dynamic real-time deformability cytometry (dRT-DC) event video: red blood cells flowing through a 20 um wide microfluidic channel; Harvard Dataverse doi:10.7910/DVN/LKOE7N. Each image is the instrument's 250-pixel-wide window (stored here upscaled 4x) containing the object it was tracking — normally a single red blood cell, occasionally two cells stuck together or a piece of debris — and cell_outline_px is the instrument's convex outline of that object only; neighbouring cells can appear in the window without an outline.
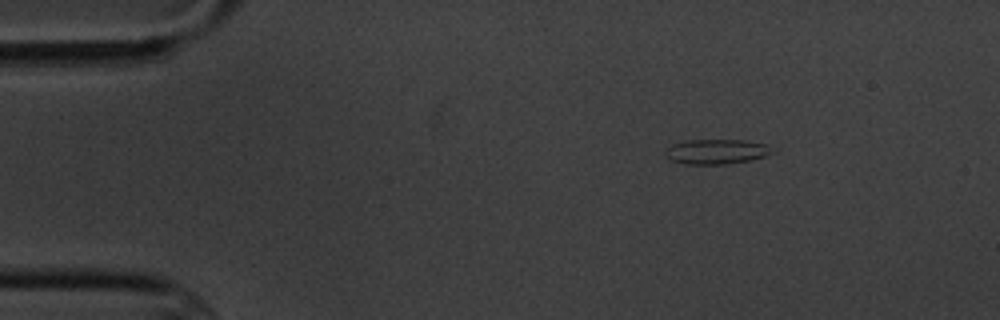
{"species": "common noctule bat (a hibernating species)", "species_latin": "Nyctalus noctula", "temperature_condition": "cold", "stored_images_in_passage": 9, "camera_frame_rate_fps": 3000, "um_per_image_px": 0.085, "animal": {"sex": "male", "body_mass_g": 20.1, "forearm_length_mm": 53.5}, "frame": {"image": 1, "passage_image": 1, "time_ms": 0.0, "image_size_px": [1000, 320], "cell_outline_px": [[776, 148], [772, 152], [764, 156], [748, 160], [724, 164], [688, 164], [672, 160], [664, 152], [672, 144], [688, 140], [744, 140], [768, 144]], "centroid_in_image_um": [60.95, 12.87], "position_along_channel_um": 24.1, "area_um2": 15.32}}
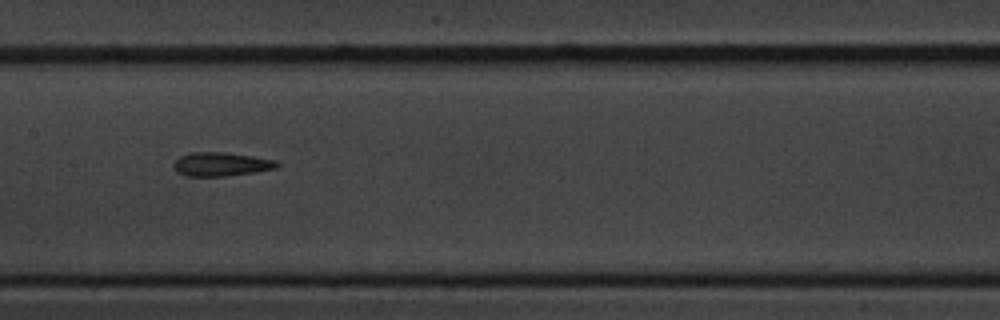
{"frame": {"image": 2, "passage_image": 6, "time_ms": 6.667, "image_size_px": [1000, 320], "cell_outline_px": [[280, 164], [276, 168], [252, 172], [224, 176], [184, 176], [176, 172], [172, 168], [172, 164], [180, 156], [188, 152], [224, 152], [252, 156], [276, 160]], "centroid_in_image_um": [18.72, 13.95], "position_along_channel_um": 188.7, "area_um2": 14.39}}
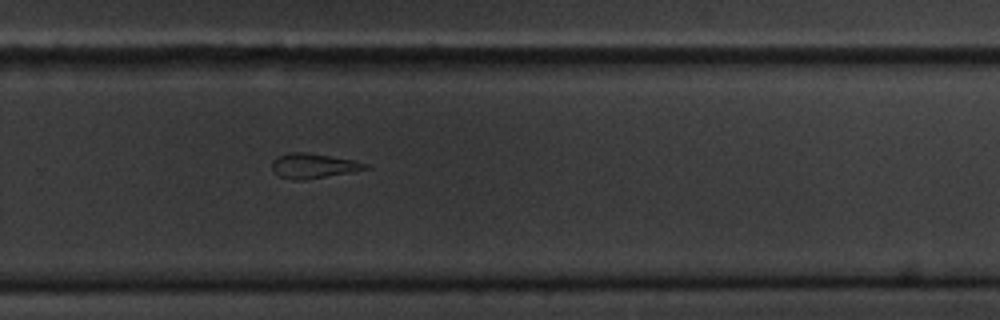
{"frame": {"image": 3, "passage_image": 9, "time_ms": 10.0, "image_size_px": [1000, 320], "cell_outline_px": [[372, 168], [352, 172], [304, 180], [292, 180], [280, 176], [272, 168], [272, 160], [276, 156], [288, 152], [304, 152], [356, 160], [368, 164]], "centroid_in_image_um": [26.66, 14.09], "position_along_channel_um": 303.1, "area_um2": 13.64}}